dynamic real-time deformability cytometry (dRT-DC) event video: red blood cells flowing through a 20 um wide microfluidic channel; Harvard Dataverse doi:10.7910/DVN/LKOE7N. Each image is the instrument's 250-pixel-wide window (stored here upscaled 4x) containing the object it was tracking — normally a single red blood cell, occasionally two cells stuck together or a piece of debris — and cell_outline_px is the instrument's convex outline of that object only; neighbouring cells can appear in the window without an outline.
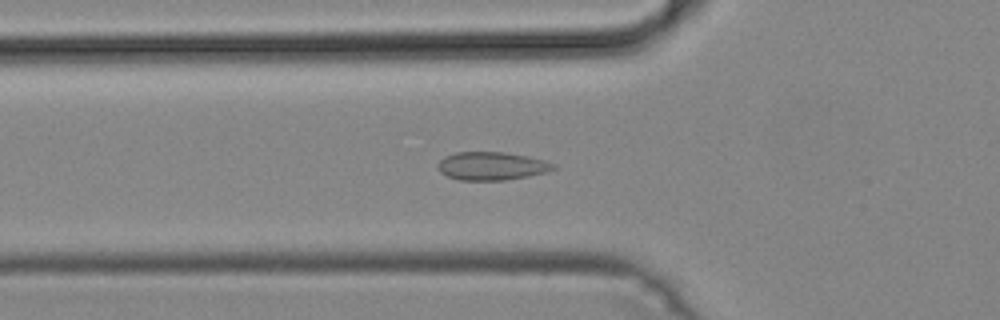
{"species": "common noctule bat (a hibernating species)", "species_latin": "Nyctalus noctula", "temperature_condition": "cold", "stored_images_in_passage": 18, "camera_frame_rate_fps": 3000, "um_per_image_px": 0.085, "animal": {"sex": "male", "body_mass_g": 19.2, "forearm_length_mm": 51.8}, "frame": {"image": 1, "passage_image": 17, "time_ms": 5.333, "image_size_px": [1000, 320], "cell_outline_px": [[556, 168], [548, 172], [528, 176], [504, 180], [460, 180], [448, 176], [440, 172], [436, 168], [436, 164], [444, 156], [456, 152], [504, 152], [528, 156], [544, 160], [556, 164]], "centroid_in_image_um": [41.78, 14.1], "position_along_channel_um": 84.0, "area_um2": 19.13}}